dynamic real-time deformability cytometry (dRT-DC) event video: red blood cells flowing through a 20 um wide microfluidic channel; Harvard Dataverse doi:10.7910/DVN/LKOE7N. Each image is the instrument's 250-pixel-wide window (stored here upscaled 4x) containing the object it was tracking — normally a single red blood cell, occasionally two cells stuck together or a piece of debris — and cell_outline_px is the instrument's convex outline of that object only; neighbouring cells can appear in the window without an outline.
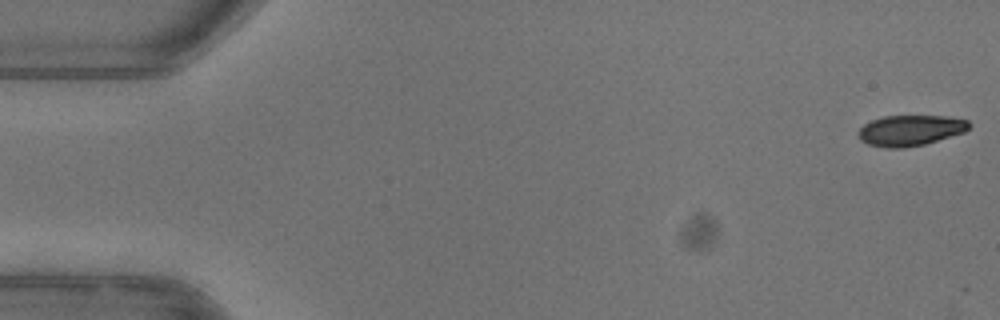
{"species": "common noctule bat (a hibernating species)", "species_latin": "Nyctalus noctula", "temperature_condition": "warm", "stored_images_in_passage": 52, "camera_frame_rate_fps": 3000, "um_per_image_px": 0.085, "animal": {"sex": "female"}, "frame": {"image": 1, "passage_image": 1, "time_ms": 0.0, "image_size_px": [1000, 320], "cell_outline_px": [[972, 124], [964, 132], [924, 144], [900, 148], [888, 148], [868, 144], [860, 140], [860, 128], [864, 124], [872, 120], [884, 116], [944, 116], [968, 120]], "centroid_in_image_um": [77.39, 11.08], "position_along_channel_um": 7.6, "area_um2": 19.54}}
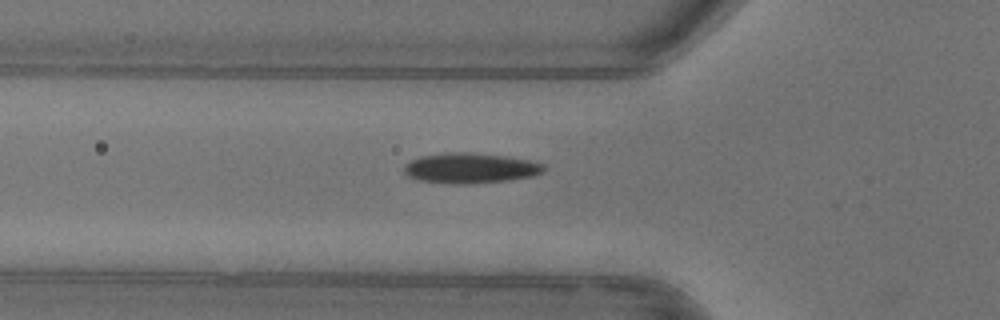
{"frame": {"image": 2, "passage_image": 18, "time_ms": 5.667, "image_size_px": [1000, 320], "cell_outline_px": [[544, 172], [532, 176], [508, 180], [468, 184], [456, 184], [416, 180], [408, 176], [404, 172], [404, 164], [408, 160], [420, 156], [448, 152], [468, 152], [504, 156], [528, 160], [544, 164]], "centroid_in_image_um": [39.92, 14.29], "position_along_channel_um": 85.9, "area_um2": 24.74}}
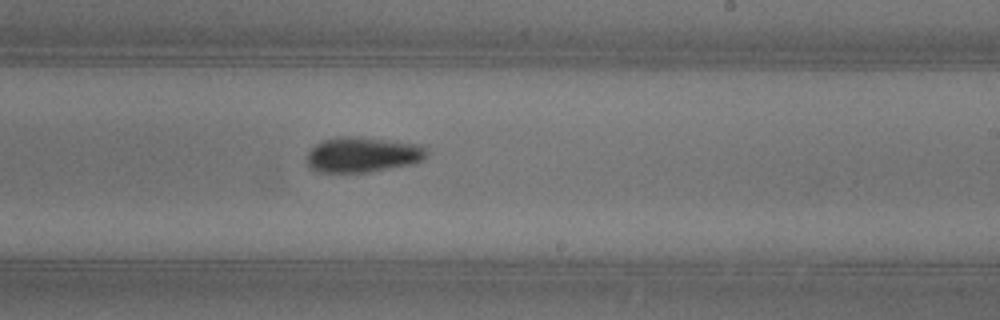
{"frame": {"image": 3, "passage_image": 31, "time_ms": 10.0, "image_size_px": [1000, 320], "cell_outline_px": [[428, 152], [424, 160], [412, 164], [368, 172], [320, 172], [308, 168], [308, 152], [320, 140], [336, 136], [360, 136], [428, 144]], "centroid_in_image_um": [30.9, 13.11], "position_along_channel_um": 258.1, "area_um2": 25.37}, "authors_computed_cell_mechanics": {"area_um2": 22.8599, "velocity_mm_per_s": 3.9731, "shape_relaxation_time_tau1_ms": 6.6995, "shape_relaxation_time_tau2_ms": 5.6853, "deformation_change_tau1": 0.1697, "deformation_change_tau2": 0.0951}}